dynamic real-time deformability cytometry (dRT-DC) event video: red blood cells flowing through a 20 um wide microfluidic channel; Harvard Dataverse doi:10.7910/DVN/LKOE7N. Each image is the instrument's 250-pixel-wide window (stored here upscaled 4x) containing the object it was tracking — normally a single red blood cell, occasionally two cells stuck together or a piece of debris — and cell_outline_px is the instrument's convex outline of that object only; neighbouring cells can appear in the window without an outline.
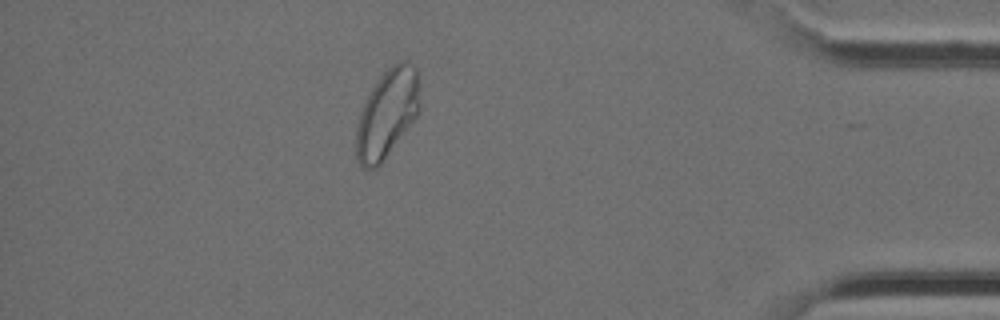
{"species": "Egyptian fruit bat (a non-hibernating species)", "species_latin": "Rousettus aegyptiacus", "temperature_condition": "cold", "stored_images_in_passage": 38, "camera_frame_rate_fps": 3000, "um_per_image_px": 0.085, "animal": {"sex": "female"}, "frame": {"image": 1, "passage_image": 33, "time_ms": 10.667, "image_size_px": [1000, 320], "cell_outline_px": [[420, 112], [380, 164], [376, 168], [364, 168], [356, 160], [356, 124], [364, 100], [380, 76], [396, 60], [404, 60], [416, 68], [420, 104]], "centroid_in_image_um": [32.89, 9.64], "position_along_channel_um": 402.3, "area_um2": 32.71}}